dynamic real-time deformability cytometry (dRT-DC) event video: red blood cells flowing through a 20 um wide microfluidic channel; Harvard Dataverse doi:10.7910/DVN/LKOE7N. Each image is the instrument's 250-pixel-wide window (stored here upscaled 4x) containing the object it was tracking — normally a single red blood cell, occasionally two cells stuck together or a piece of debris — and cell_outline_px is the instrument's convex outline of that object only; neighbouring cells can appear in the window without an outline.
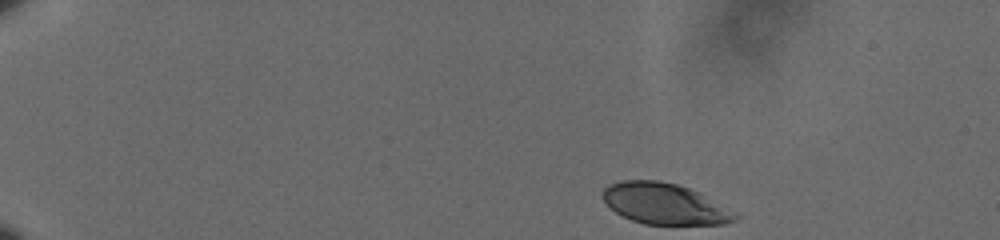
{"species": "human", "species_latin": "Homo sapiens", "temperature_condition": "cold", "stored_images_in_passage": 50, "camera_frame_rate_fps": 3000, "um_per_image_px": 0.085, "donor": {"sex": "male"}, "frame": {"image": 1, "passage_image": 1, "time_ms": 0.0, "image_size_px": [1000, 240], "cell_outline_px": [[740, 216], [736, 220], [724, 224], [644, 224], [632, 220], [616, 212], [600, 196], [604, 188], [608, 184], [620, 180], [660, 180], [676, 184], [700, 192], [740, 212]], "centroid_in_image_um": [56.56, 17.31], "position_along_channel_um": 28.4, "area_um2": 32.08}}
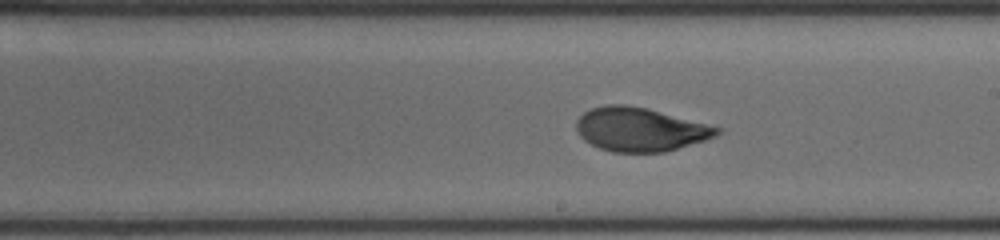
{"frame": {"image": 2, "passage_image": 28, "time_ms": 9.0, "image_size_px": [1000, 240], "cell_outline_px": [[724, 128], [716, 136], [704, 140], [664, 152], [612, 152], [600, 148], [584, 140], [576, 132], [576, 120], [584, 112], [592, 108], [608, 104], [624, 104], [644, 108]], "centroid_in_image_um": [54.38, 11.0], "position_along_channel_um": 234.6, "area_um2": 35.55}}
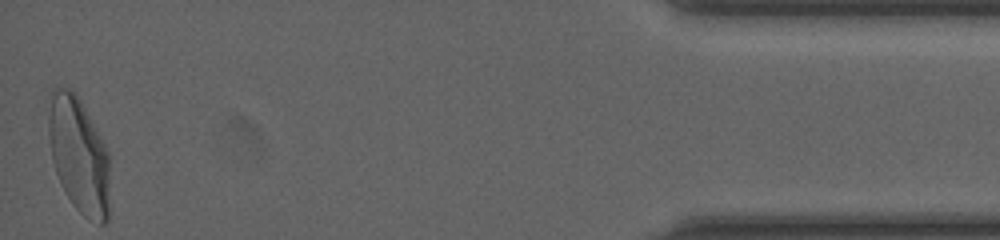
{"frame": {"image": 3, "passage_image": 50, "time_ms": 16.333, "image_size_px": [1000, 240], "cell_outline_px": [[108, 220], [104, 224], [100, 224], [84, 216], [72, 204], [60, 184], [52, 160], [48, 132], [48, 116], [52, 92], [56, 88], [72, 88], [80, 100], [96, 128], [108, 152]], "centroid_in_image_um": [6.69, 13.19], "position_along_channel_um": 428.5, "area_um2": 40.98}, "authors_computed_cell_mechanics": {"area_um2": 35.5181, "velocity_mm_per_s": 3.5851, "shape_relaxation_time_tau1_ms": 3.8326, "shape_relaxation_time_tau2_ms": null, "deformation_change_tau1": 0.1616, "deformation_change_tau2": null}}